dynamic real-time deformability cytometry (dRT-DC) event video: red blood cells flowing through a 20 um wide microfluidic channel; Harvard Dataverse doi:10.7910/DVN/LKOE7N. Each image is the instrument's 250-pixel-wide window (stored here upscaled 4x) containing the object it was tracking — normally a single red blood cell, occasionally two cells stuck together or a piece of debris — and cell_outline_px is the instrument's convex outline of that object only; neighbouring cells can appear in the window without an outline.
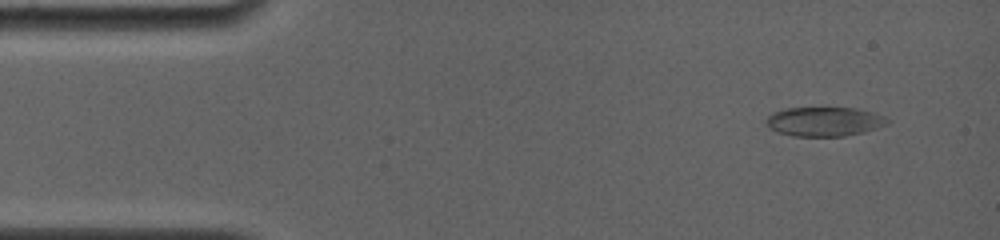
{"species": "common noctule bat (a hibernating species)", "species_latin": "Nyctalus noctula", "temperature_condition": "room temperature", "stored_images_in_passage": 66, "camera_frame_rate_fps": 4000, "um_per_image_px": 0.085, "animal": {"sex": "female", "body_mass_g": 19.0, "forearm_length_mm": 56.7}, "frame": {"image": 1, "passage_image": 7, "time_ms": 1.5, "image_size_px": [1000, 240], "cell_outline_px": [[868, 128], [860, 132], [844, 136], [796, 136], [776, 132], [768, 128], [768, 116], [776, 112], [788, 108], [852, 108], [864, 112], [868, 120]], "centroid_in_image_um": [69.56, 10.35], "position_along_channel_um": 15.4, "area_um2": 18.09}}
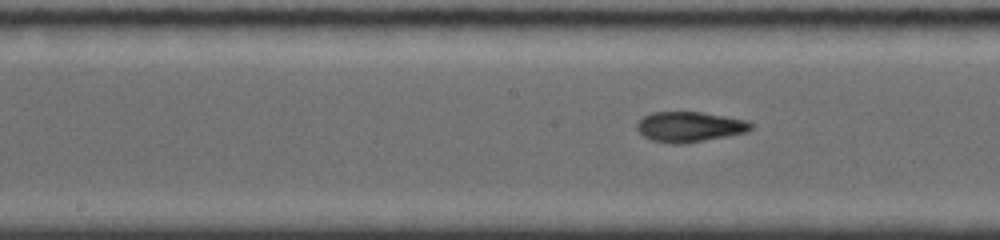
{"frame": {"image": 2, "passage_image": 34, "time_ms": 8.25, "image_size_px": [1000, 240], "cell_outline_px": [[752, 128], [748, 132], [728, 136], [684, 144], [672, 144], [652, 140], [644, 136], [636, 128], [636, 124], [644, 116], [652, 112], [700, 112], [748, 120], [752, 124]], "centroid_in_image_um": [58.63, 10.78], "position_along_channel_um": 189.6, "area_um2": 20.11}}
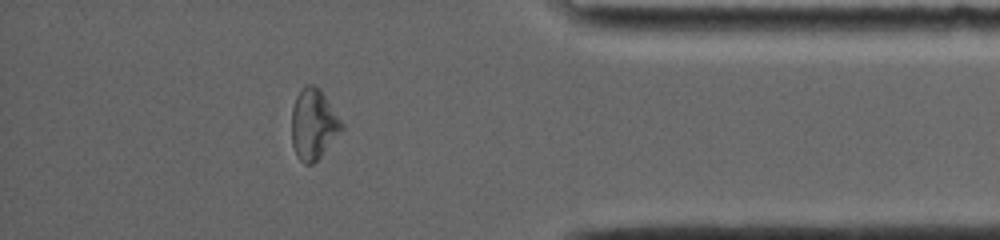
{"frame": {"image": 3, "passage_image": 58, "time_ms": 14.25, "image_size_px": [1000, 240], "cell_outline_px": [[344, 128], [320, 156], [312, 164], [304, 164], [296, 156], [292, 144], [292, 108], [296, 96], [308, 84], [312, 84], [320, 88], [344, 124]], "centroid_in_image_um": [26.64, 10.56], "position_along_channel_um": 408.6, "area_um2": 20.4}, "authors_computed_cell_mechanics": {"area_um2": 20.1144, "velocity_mm_per_s": 3.9048, "shape_relaxation_time_tau1_ms": null, "shape_relaxation_time_tau2_ms": 1.8098, "deformation_change_tau1": null, "deformation_change_tau2": 0.0663}}